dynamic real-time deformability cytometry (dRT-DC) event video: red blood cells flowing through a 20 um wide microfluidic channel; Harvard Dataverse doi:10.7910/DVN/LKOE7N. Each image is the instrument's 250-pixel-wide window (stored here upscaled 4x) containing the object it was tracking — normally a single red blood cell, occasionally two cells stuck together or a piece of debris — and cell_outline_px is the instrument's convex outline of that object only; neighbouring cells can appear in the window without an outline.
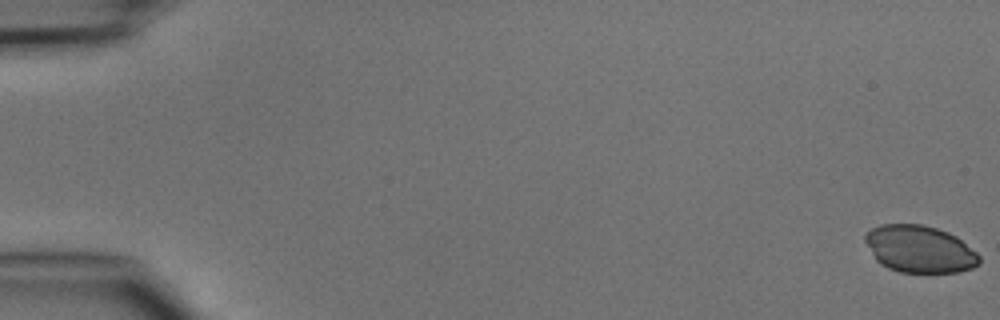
{"species": "common noctule bat (a hibernating species)", "species_latin": "Nyctalus noctula", "temperature_condition": "cold", "stored_images_in_passage": 49, "camera_frame_rate_fps": 3000, "um_per_image_px": 0.085, "animal": {"sex": "male", "body_mass_g": 15.6}, "frame": {"image": 1, "passage_image": 1, "time_ms": 0.0, "image_size_px": [1000, 320], "cell_outline_px": [[980, 264], [972, 268], [960, 272], [900, 272], [888, 268], [880, 264], [876, 260], [864, 240], [864, 236], [872, 228], [880, 224], [924, 224], [948, 232], [956, 236], [976, 252], [980, 256]], "centroid_in_image_um": [78.17, 21.17], "position_along_channel_um": 6.8, "area_um2": 31.39}}